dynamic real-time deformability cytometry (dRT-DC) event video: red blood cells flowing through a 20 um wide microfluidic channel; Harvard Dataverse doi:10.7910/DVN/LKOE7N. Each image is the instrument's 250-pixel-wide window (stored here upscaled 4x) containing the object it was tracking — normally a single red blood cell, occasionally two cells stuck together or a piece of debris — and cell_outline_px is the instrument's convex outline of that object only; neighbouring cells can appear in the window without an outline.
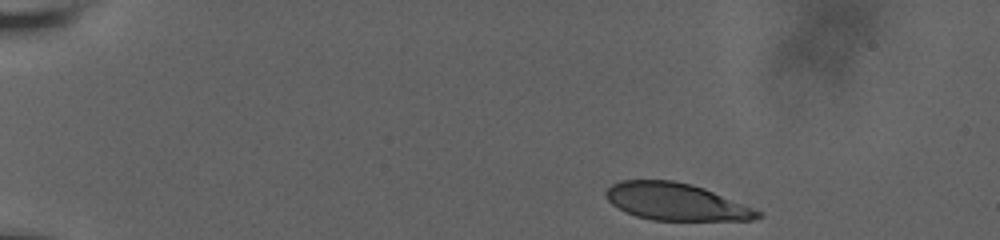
{"species": "human", "species_latin": "Homo sapiens", "temperature_condition": "room temperature", "stored_images_in_passage": 40, "camera_frame_rate_fps": 3000, "um_per_image_px": 0.085, "donor": {"sex": "male"}, "frame": {"image": 1, "passage_image": 1, "time_ms": 0.0, "image_size_px": [1000, 240], "cell_outline_px": [[764, 216], [752, 220], [652, 220], [636, 216], [612, 204], [608, 200], [604, 192], [612, 184], [620, 180], [672, 180], [692, 184], [704, 188], [764, 212]], "centroid_in_image_um": [57.49, 17.15], "position_along_channel_um": 27.5, "area_um2": 32.83}}
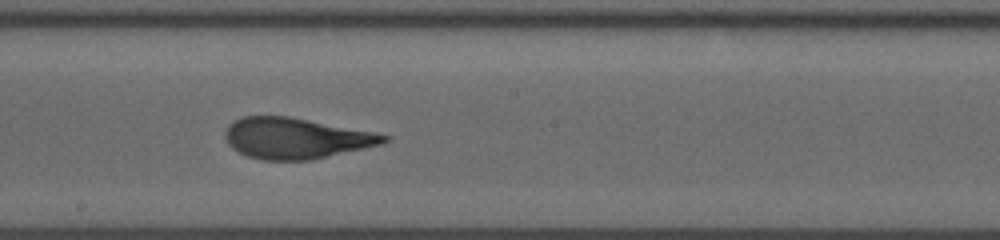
{"frame": {"image": 2, "passage_image": 21, "time_ms": 8.333, "image_size_px": [1000, 240], "cell_outline_px": [[388, 140], [380, 144], [364, 148], [312, 160], [264, 160], [248, 156], [232, 148], [228, 144], [224, 136], [224, 132], [228, 124], [232, 120], [244, 116], [288, 116], [372, 132], [388, 136]], "centroid_in_image_um": [25.07, 11.75], "position_along_channel_um": 223.1, "area_um2": 37.45}}
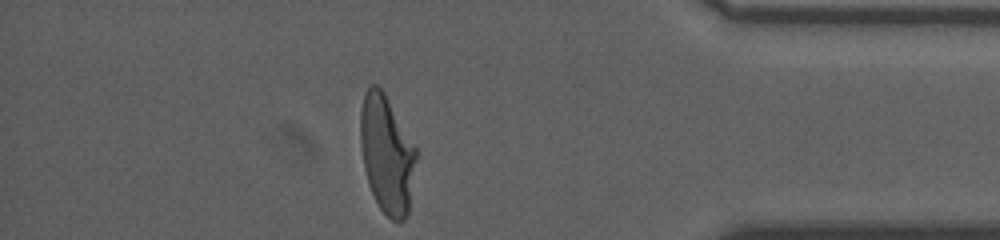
{"frame": {"image": 3, "passage_image": 38, "time_ms": 14.0, "image_size_px": [1000, 240], "cell_outline_px": [[416, 160], [408, 212], [404, 220], [400, 224], [392, 220], [380, 208], [368, 184], [364, 168], [360, 144], [360, 112], [364, 92], [372, 84], [376, 84], [384, 92], [416, 148]], "centroid_in_image_um": [32.86, 13.11], "position_along_channel_um": 402.3, "area_um2": 38.09}, "authors_computed_cell_mechanics": {"area_um2": 37.5122, "velocity_mm_per_s": 3.6497, "shape_relaxation_time_tau1_ms": 6.2021, "shape_relaxation_time_tau2_ms": 0.7579, "deformation_change_tau1": 0.2285, "deformation_change_tau2": 0.0686}}